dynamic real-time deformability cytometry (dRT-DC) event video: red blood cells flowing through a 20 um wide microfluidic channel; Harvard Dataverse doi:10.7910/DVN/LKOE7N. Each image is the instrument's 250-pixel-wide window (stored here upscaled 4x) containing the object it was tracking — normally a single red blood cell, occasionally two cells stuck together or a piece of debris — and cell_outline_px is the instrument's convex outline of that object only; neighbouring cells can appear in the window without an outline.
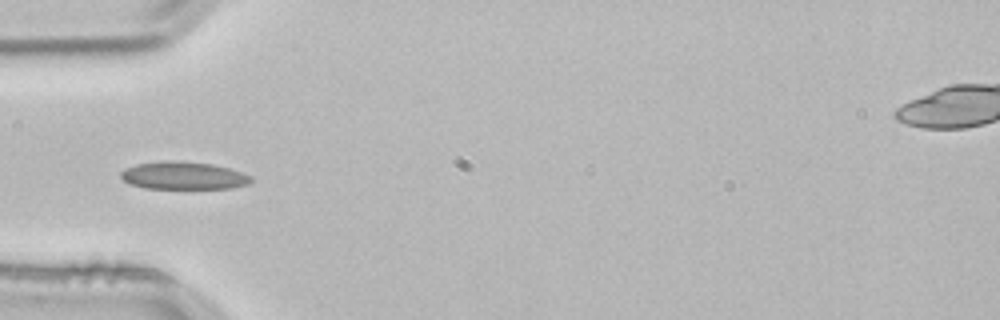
{"species": "common noctule bat (a hibernating species)", "species_latin": "Nyctalus noctula", "temperature_condition": "room temperature", "stored_images_in_passage": 37, "camera_frame_rate_fps": 3000, "um_per_image_px": 0.085, "animal": {"sex": "male", "body_mass_g": 21.5, "forearm_length_mm": 52.0}, "frame": {"image": 1, "passage_image": 1, "time_ms": 0.0, "image_size_px": [1000, 320], "cell_outline_px": [[252, 180], [248, 184], [232, 188], [144, 188], [128, 184], [120, 176], [120, 172], [124, 168], [136, 164], [164, 160], [176, 160], [212, 164], [228, 168], [252, 176]], "centroid_in_image_um": [15.55, 14.92], "position_along_channel_um": 69.5, "area_um2": 21.1}}
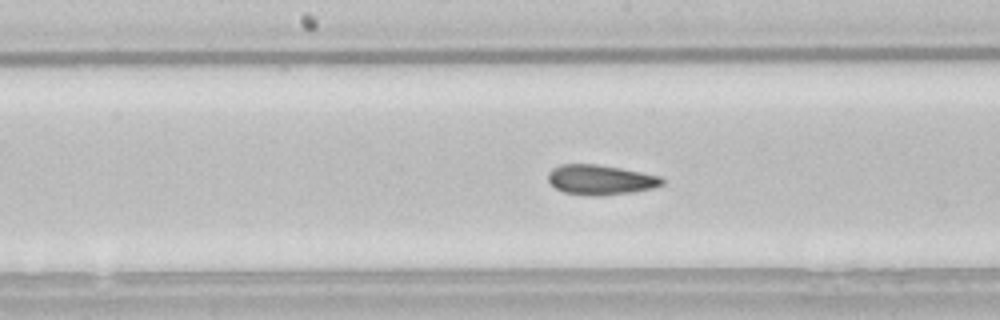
{"frame": {"image": 2, "passage_image": 11, "time_ms": 3.333, "image_size_px": [1000, 320], "cell_outline_px": [[664, 184], [652, 188], [632, 192], [600, 196], [596, 196], [564, 192], [556, 188], [548, 180], [548, 172], [552, 168], [560, 164], [596, 164], [620, 168], [660, 176], [664, 180]], "centroid_in_image_um": [51.03, 15.27], "position_along_channel_um": 197.2, "area_um2": 19.77}}
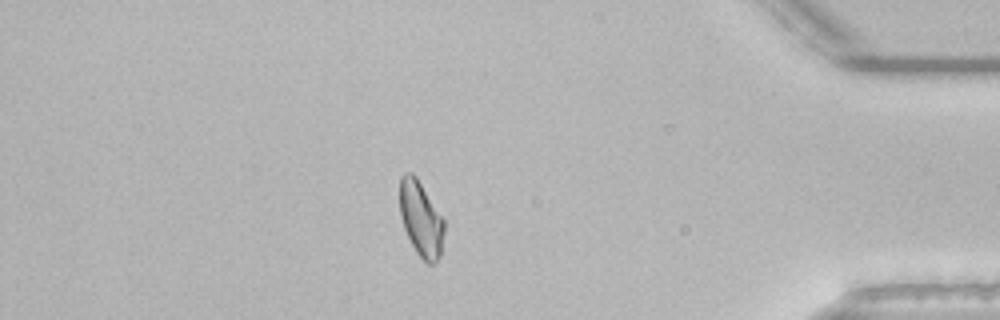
{"frame": {"image": 3, "passage_image": 30, "time_ms": 9.667, "image_size_px": [1000, 320], "cell_outline_px": [[444, 232], [440, 256], [432, 264], [428, 264], [416, 252], [404, 228], [400, 216], [400, 176], [404, 172], [412, 172], [416, 176], [444, 220]], "centroid_in_image_um": [35.76, 18.58], "position_along_channel_um": 399.4, "area_um2": 19.25}, "authors_computed_cell_mechanics": {"area_um2": 19.5364, "velocity_mm_per_s": 3.8123, "shape_relaxation_time_tau1_ms": null, "shape_relaxation_time_tau2_ms": 1.3226, "deformation_change_tau1": null, "deformation_change_tau2": 0.0588}}